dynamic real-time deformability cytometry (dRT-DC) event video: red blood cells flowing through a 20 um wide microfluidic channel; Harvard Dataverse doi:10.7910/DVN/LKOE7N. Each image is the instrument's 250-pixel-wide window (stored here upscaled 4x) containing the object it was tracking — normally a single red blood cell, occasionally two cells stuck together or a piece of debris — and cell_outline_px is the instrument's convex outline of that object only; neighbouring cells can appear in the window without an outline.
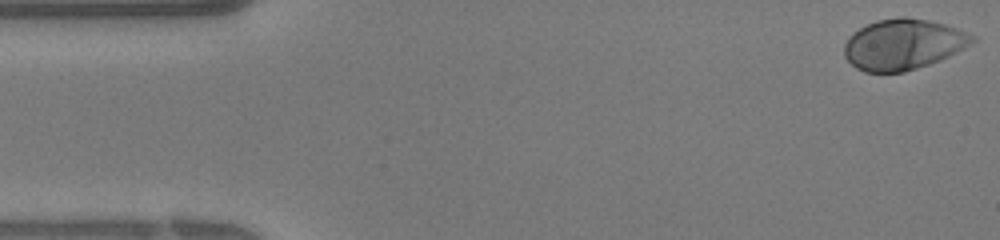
{"species": "human", "species_latin": "Homo sapiens", "temperature_condition": "warm", "stored_images_in_passage": 39, "camera_frame_rate_fps": 3000, "um_per_image_px": 0.085, "donor": {"sex": "female"}, "frame": {"image": 1, "passage_image": 1, "time_ms": 0.0, "image_size_px": [1000, 240], "cell_outline_px": [[976, 40], [964, 48], [940, 60], [904, 72], [864, 72], [856, 68], [844, 56], [844, 44], [848, 36], [852, 32], [876, 20], [900, 16], [904, 16], [928, 20], [944, 24], [956, 28], [976, 36]], "centroid_in_image_um": [76.74, 3.76], "position_along_channel_um": 8.3, "area_um2": 37.8}}
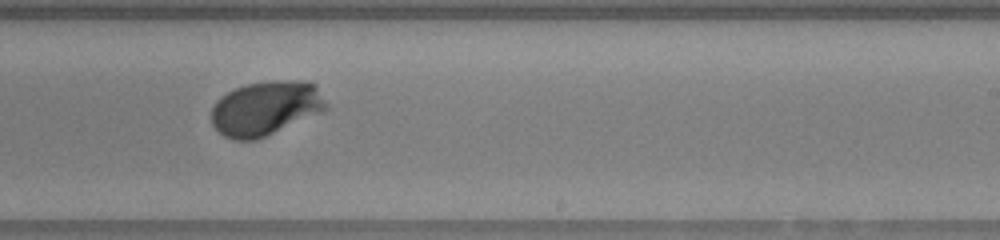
{"frame": {"image": 2, "passage_image": 23, "time_ms": 7.333, "image_size_px": [1000, 240], "cell_outline_px": [[328, 108], [256, 140], [232, 140], [224, 136], [212, 124], [212, 108], [216, 100], [220, 96], [244, 84], [272, 80], [308, 80], [316, 84], [328, 104]], "centroid_in_image_um": [22.58, 9.17], "position_along_channel_um": 266.4, "area_um2": 36.3}}
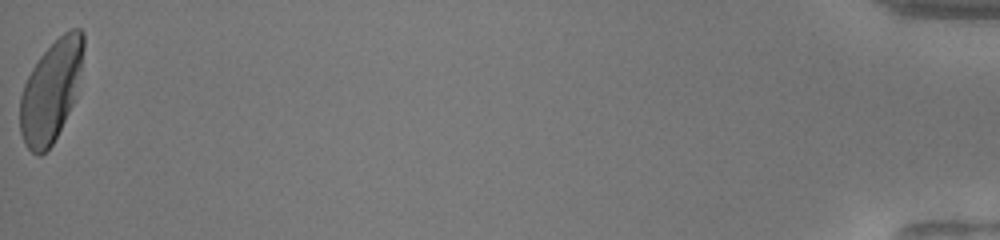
{"frame": {"image": 3, "passage_image": 39, "time_ms": 12.667, "image_size_px": [1000, 240], "cell_outline_px": [[84, 48], [80, 68], [72, 104], [52, 144], [40, 156], [36, 156], [24, 144], [20, 132], [20, 96], [24, 84], [32, 68], [40, 56], [64, 32], [72, 28], [80, 28], [84, 32]], "centroid_in_image_um": [4.3, 7.74], "position_along_channel_um": 430.9, "area_um2": 36.65}}